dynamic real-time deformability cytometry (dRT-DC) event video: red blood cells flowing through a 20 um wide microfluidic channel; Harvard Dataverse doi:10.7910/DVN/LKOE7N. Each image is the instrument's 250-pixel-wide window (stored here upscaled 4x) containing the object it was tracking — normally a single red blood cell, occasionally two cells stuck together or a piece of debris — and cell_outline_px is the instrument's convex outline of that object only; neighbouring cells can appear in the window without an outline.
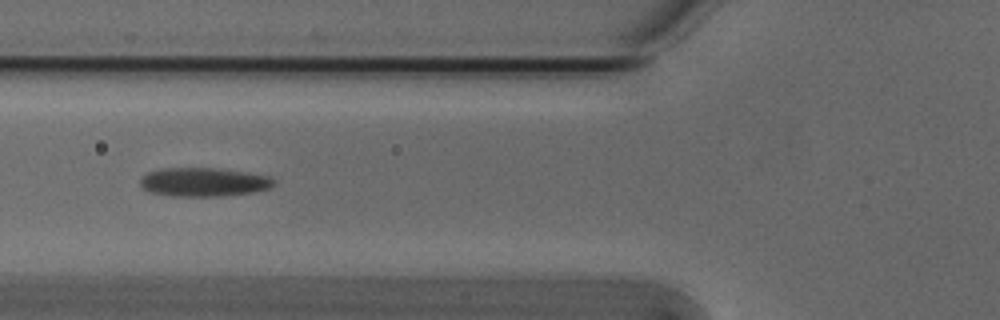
{"species": "Egyptian fruit bat (a non-hibernating species)", "species_latin": "Rousettus aegyptiacus", "temperature_condition": "cold", "stored_images_in_passage": 4, "camera_frame_rate_fps": 3000, "um_per_image_px": 0.085, "animal": {"sex": "male"}, "frame": {"image": 1, "passage_image": 3, "time_ms": 0.667, "image_size_px": [1000, 320], "cell_outline_px": [[276, 184], [272, 188], [252, 192], [220, 196], [172, 196], [148, 192], [140, 184], [140, 180], [148, 172], [160, 168], [216, 168], [248, 172], [272, 176], [276, 180]], "centroid_in_image_um": [17.37, 15.47], "position_along_channel_um": 108.4, "area_um2": 22.66}}